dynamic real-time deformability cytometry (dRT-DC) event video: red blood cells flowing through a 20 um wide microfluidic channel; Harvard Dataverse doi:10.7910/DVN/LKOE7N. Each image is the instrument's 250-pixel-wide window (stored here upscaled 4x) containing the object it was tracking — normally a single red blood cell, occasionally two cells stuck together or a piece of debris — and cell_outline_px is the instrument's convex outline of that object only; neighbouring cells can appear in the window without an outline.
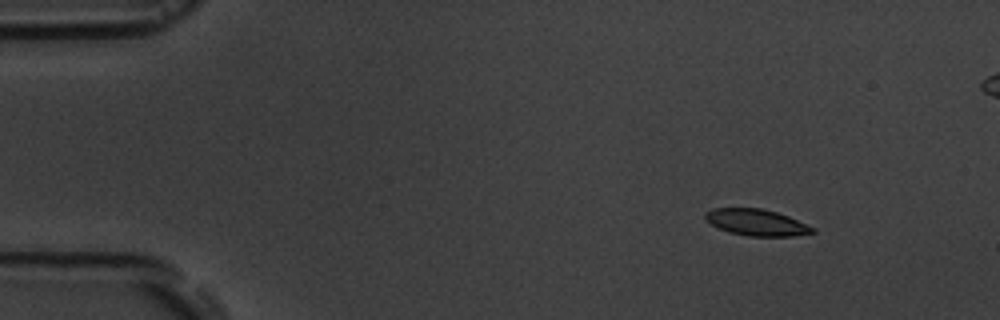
{"species": "common noctule bat (a hibernating species)", "species_latin": "Nyctalus noctula", "temperature_condition": "room temperature", "stored_images_in_passage": 4, "camera_frame_rate_fps": 3000, "um_per_image_px": 0.085, "animal": {"sex": "male", "body_mass_g": 19.5, "forearm_length_mm": 54.6}, "frame": {"image": 1, "passage_image": 1, "time_ms": 0.0, "image_size_px": [1000, 320], "cell_outline_px": [[816, 232], [792, 236], [748, 236], [728, 232], [712, 224], [704, 216], [712, 208], [760, 208], [776, 212], [788, 216], [816, 228]], "centroid_in_image_um": [64.34, 18.91], "position_along_channel_um": 20.7, "area_um2": 16.36}}